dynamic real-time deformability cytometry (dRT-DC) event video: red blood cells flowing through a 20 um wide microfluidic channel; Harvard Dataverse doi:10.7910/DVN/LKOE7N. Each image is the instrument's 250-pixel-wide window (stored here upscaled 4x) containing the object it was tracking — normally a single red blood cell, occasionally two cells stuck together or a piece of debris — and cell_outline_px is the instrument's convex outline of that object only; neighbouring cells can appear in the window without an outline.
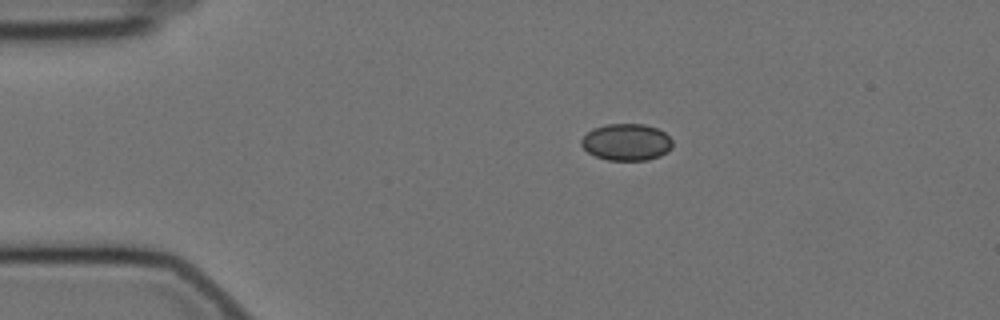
{"species": "Egyptian fruit bat (a non-hibernating species)", "species_latin": "Rousettus aegyptiacus", "temperature_condition": "cold", "stored_images_in_passage": 3, "camera_frame_rate_fps": 3000, "um_per_image_px": 0.085, "animal": {"sex": "female"}, "frame": {"image": 1, "passage_image": 1, "time_ms": 0.0, "image_size_px": [1000, 320], "cell_outline_px": [[672, 148], [660, 156], [648, 160], [608, 160], [596, 156], [588, 152], [580, 144], [580, 140], [592, 128], [604, 124], [644, 124], [656, 128], [664, 132], [672, 140]], "centroid_in_image_um": [53.24, 12.08], "position_along_channel_um": 31.8, "area_um2": 19.59}}